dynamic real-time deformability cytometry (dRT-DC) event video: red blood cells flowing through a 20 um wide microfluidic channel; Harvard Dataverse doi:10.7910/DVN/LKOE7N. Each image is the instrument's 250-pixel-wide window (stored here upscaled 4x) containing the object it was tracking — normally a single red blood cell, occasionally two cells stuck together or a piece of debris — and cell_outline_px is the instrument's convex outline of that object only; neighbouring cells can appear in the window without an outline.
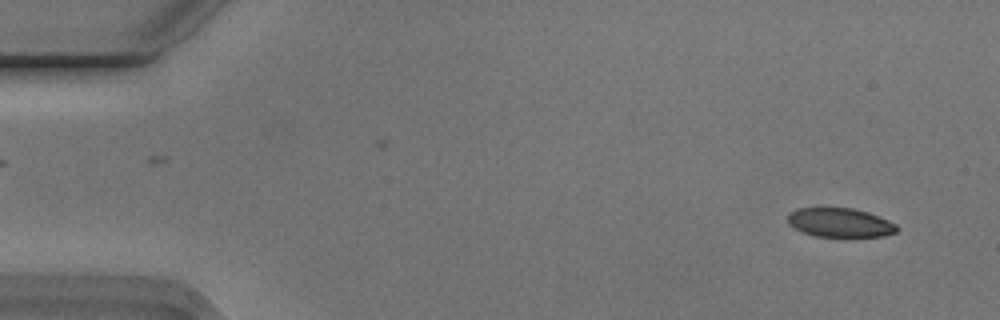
{"species": "Egyptian fruit bat (a non-hibernating species)", "species_latin": "Rousettus aegyptiacus", "temperature_condition": "cold", "stored_images_in_passage": 36, "camera_frame_rate_fps": 3000, "um_per_image_px": 0.085, "animal": {"sex": "male"}, "frame": {"image": 1, "passage_image": 3, "time_ms": 0.667, "image_size_px": [1000, 320], "cell_outline_px": [[900, 228], [896, 232], [884, 236], [844, 240], [812, 236], [788, 224], [788, 212], [800, 208], [852, 208], [868, 212], [888, 220], [896, 224]], "centroid_in_image_um": [71.44, 18.98], "position_along_channel_um": 13.6, "area_um2": 19.42}}
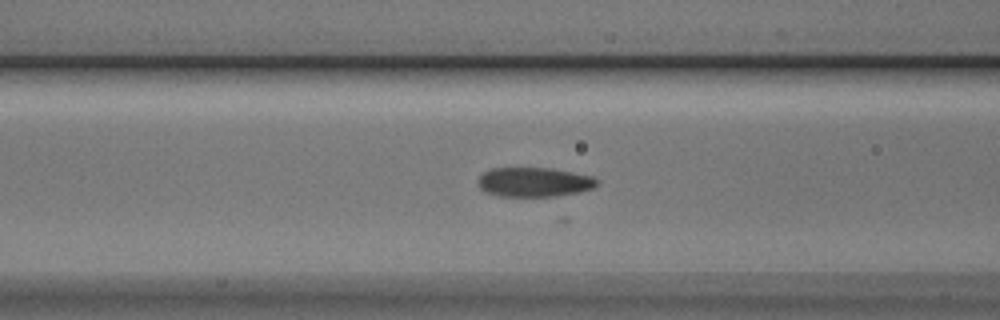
{"frame": {"image": 2, "passage_image": 21, "time_ms": 6.667, "image_size_px": [1000, 320], "cell_outline_px": [[600, 184], [592, 188], [580, 192], [556, 196], [500, 196], [488, 192], [480, 188], [480, 176], [484, 172], [492, 168], [552, 168], [592, 176], [600, 180]], "centroid_in_image_um": [45.48, 15.47], "position_along_channel_um": 121.1, "area_um2": 20.29}}
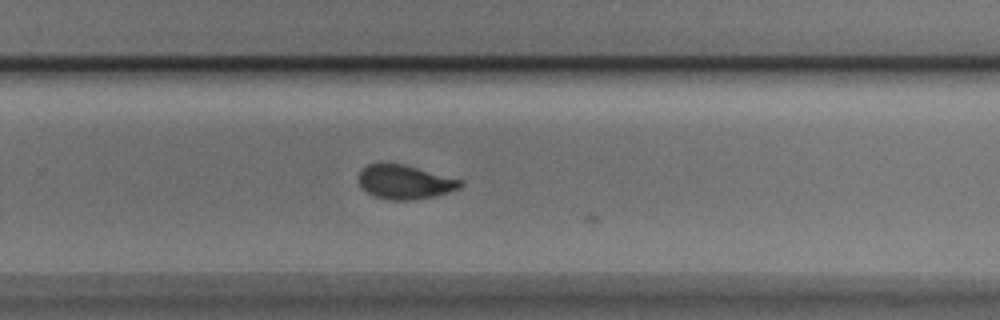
{"frame": {"image": 3, "passage_image": 35, "time_ms": 11.333, "image_size_px": [1000, 320], "cell_outline_px": [[464, 184], [460, 188], [448, 192], [432, 196], [408, 200], [392, 200], [372, 196], [360, 184], [360, 172], [368, 164], [380, 160], [404, 164], [460, 180]], "centroid_in_image_um": [34.37, 15.44], "position_along_channel_um": 295.4, "area_um2": 20.11}}